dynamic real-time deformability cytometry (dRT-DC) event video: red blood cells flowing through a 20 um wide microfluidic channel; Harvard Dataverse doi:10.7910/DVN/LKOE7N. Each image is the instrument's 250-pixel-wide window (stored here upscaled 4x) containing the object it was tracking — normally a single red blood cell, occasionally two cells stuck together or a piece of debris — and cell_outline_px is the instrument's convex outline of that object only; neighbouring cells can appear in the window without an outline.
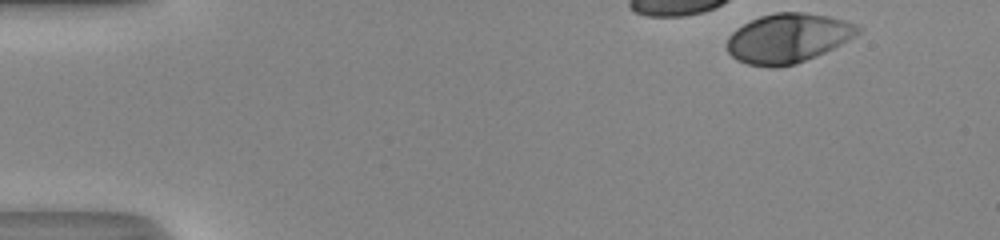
{"species": "human", "species_latin": "Homo sapiens", "temperature_condition": "room temperature", "stored_images_in_passage": 13, "camera_frame_rate_fps": 3000, "um_per_image_px": 0.085, "donor": {"sex": "male"}, "frame": {"image": 1, "passage_image": 1, "time_ms": 0.0, "image_size_px": [1000, 240], "cell_outline_px": [[864, 28], [856, 36], [816, 56], [796, 64], [776, 68], [772, 68], [748, 64], [736, 60], [728, 52], [724, 44], [728, 36], [736, 28], [760, 16], [776, 12], [804, 12], [828, 16], [844, 20], [856, 24]], "centroid_in_image_um": [66.96, 3.25], "position_along_channel_um": 18.0, "area_um2": 37.97}}